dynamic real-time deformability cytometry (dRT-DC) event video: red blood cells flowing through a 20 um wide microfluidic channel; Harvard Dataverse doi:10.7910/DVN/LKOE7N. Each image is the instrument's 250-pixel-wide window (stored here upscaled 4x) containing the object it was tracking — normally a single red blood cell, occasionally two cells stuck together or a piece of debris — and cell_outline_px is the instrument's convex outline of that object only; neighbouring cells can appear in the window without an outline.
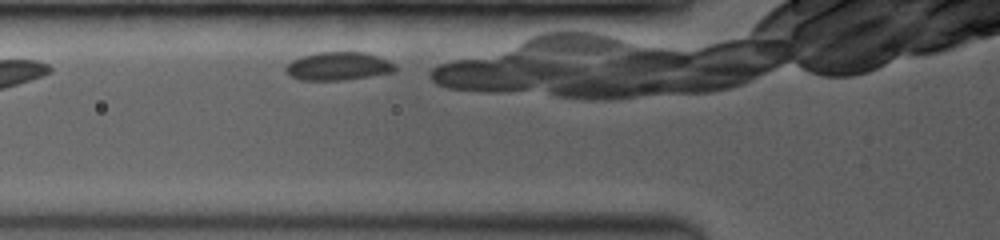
{"species": "common noctule bat (a hibernating species)", "species_latin": "Nyctalus noctula", "temperature_condition": "room temperature", "stored_images_in_passage": 11, "camera_frame_rate_fps": 3500, "um_per_image_px": 0.085, "animal": {"sex": "female", "body_mass_g": 19.0, "forearm_length_mm": 53.3}, "frame": {"image": 1, "passage_image": 4, "time_ms": 0.571, "image_size_px": [1000, 240], "cell_outline_px": [[396, 72], [340, 80], [300, 80], [292, 76], [284, 68], [292, 60], [300, 56], [320, 52], [364, 52], [388, 60], [396, 64]], "centroid_in_image_um": [28.77, 5.62], "position_along_channel_um": 97.0, "area_um2": 17.86}}